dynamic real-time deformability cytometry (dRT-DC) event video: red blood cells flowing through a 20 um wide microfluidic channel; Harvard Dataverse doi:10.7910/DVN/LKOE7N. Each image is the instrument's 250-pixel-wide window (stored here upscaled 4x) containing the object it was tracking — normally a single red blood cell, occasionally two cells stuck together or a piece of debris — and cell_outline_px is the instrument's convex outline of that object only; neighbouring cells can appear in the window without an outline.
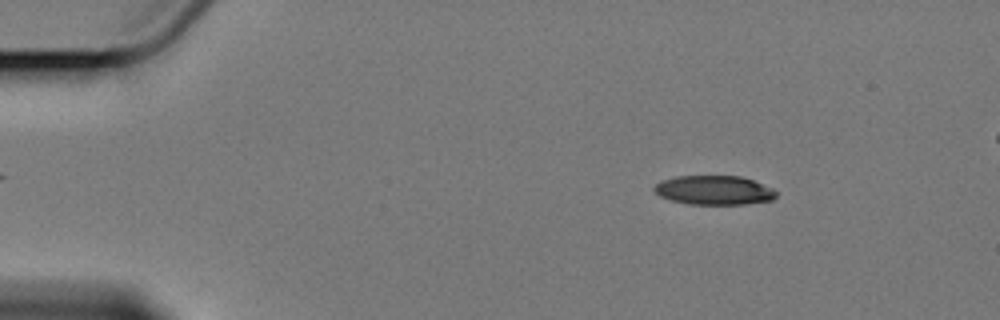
{"species": "Egyptian fruit bat (a non-hibernating species)", "species_latin": "Rousettus aegyptiacus", "temperature_condition": "cold", "stored_images_in_passage": 6, "camera_frame_rate_fps": 3000, "um_per_image_px": 0.085, "animal": {"sex": "female"}, "frame": {"image": 1, "passage_image": 2, "time_ms": 1.0, "image_size_px": [1000, 320], "cell_outline_px": [[776, 196], [772, 200], [744, 204], [688, 204], [672, 200], [660, 196], [652, 188], [656, 184], [664, 180], [676, 176], [740, 176], [752, 180], [772, 188], [776, 192]], "centroid_in_image_um": [60.69, 16.17], "position_along_channel_um": 24.3, "area_um2": 20.52}}
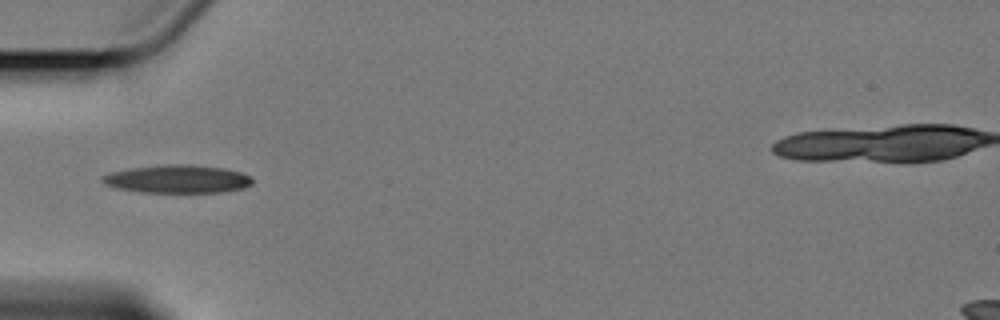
{"frame": {"image": 2, "passage_image": 5, "time_ms": 4.667, "image_size_px": [1000, 320], "cell_outline_px": [[252, 184], [244, 188], [220, 192], [140, 192], [116, 188], [104, 184], [100, 180], [100, 176], [112, 172], [132, 168], [168, 164], [188, 164], [224, 168], [240, 172], [252, 176]], "centroid_in_image_um": [15.08, 15.22], "position_along_channel_um": 69.9, "area_um2": 24.57}}